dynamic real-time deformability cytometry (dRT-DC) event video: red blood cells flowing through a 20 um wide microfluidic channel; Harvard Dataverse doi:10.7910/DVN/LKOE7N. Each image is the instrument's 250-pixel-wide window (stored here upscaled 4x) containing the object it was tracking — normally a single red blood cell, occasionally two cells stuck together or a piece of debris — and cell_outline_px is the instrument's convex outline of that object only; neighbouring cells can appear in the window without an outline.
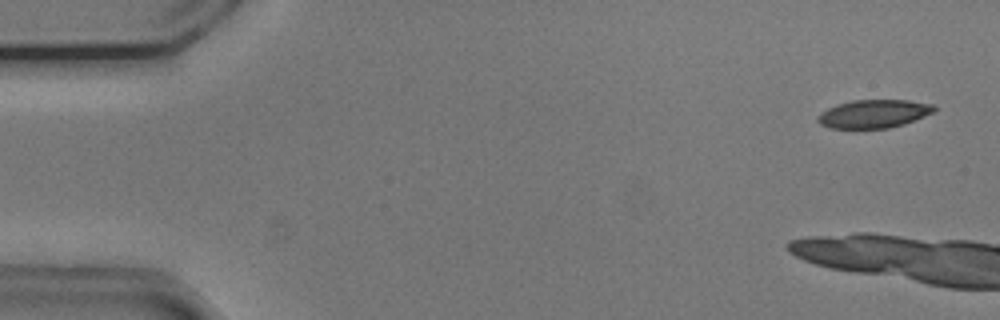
{"species": "common noctule bat (a hibernating species)", "species_latin": "Nyctalus noctula", "temperature_condition": "cold", "stored_images_in_passage": 9, "camera_frame_rate_fps": 3000, "um_per_image_px": 0.085, "animal": {"sex": "male", "body_mass_g": 20.5, "forearm_length_mm": 52.5}, "frame": {"image": 1, "passage_image": 3, "time_ms": 0.667, "image_size_px": [1000, 320], "cell_outline_px": [[936, 112], [904, 124], [888, 128], [828, 128], [820, 124], [816, 120], [816, 116], [820, 112], [836, 104], [852, 100], [908, 100], [936, 104]], "centroid_in_image_um": [74.28, 9.66], "position_along_channel_um": 10.7, "area_um2": 19.48}}